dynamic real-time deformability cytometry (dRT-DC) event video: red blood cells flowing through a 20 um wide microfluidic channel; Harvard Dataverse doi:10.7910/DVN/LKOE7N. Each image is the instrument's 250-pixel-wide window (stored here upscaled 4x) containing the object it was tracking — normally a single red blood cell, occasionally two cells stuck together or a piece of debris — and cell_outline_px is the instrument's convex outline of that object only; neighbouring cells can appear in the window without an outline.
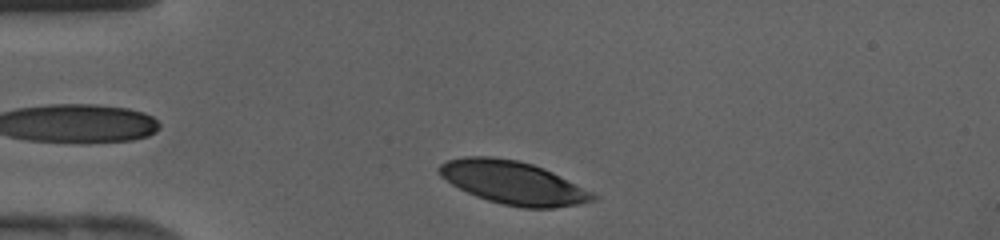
{"species": "human", "species_latin": "Homo sapiens", "temperature_condition": "cold", "stored_images_in_passage": 29, "camera_frame_rate_fps": 3000, "um_per_image_px": 0.085, "donor": {"sex": "female"}, "frame": {"image": 1, "passage_image": 2, "time_ms": 0.333, "image_size_px": [1000, 240], "cell_outline_px": [[600, 196], [596, 200], [576, 204], [552, 208], [520, 208], [500, 204], [476, 196], [452, 184], [440, 176], [436, 168], [440, 164], [448, 160], [464, 156], [492, 156], [516, 160], [532, 164], [544, 168]], "centroid_in_image_um": [43.6, 15.53], "position_along_channel_um": 41.4, "area_um2": 38.55}}
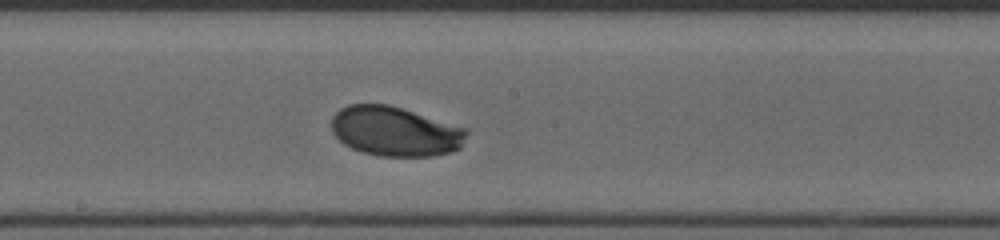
{"frame": {"image": 2, "passage_image": 15, "time_ms": 4.667, "image_size_px": [1000, 240], "cell_outline_px": [[468, 132], [460, 148], [452, 152], [432, 156], [380, 156], [364, 152], [352, 148], [344, 144], [332, 132], [332, 116], [340, 108], [348, 104], [388, 104], [468, 128]], "centroid_in_image_um": [33.6, 11.16], "position_along_channel_um": 214.6, "area_um2": 39.13}}
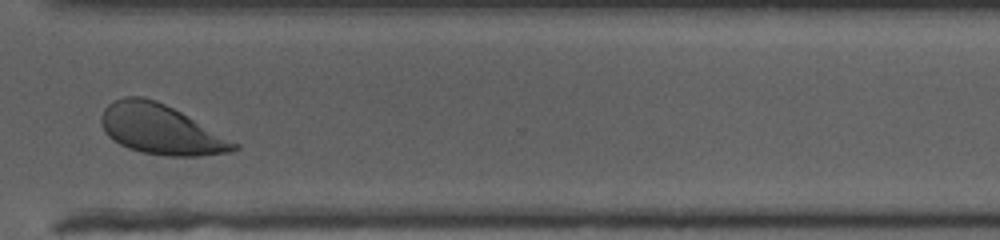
{"frame": {"image": 3, "passage_image": 24, "time_ms": 7.667, "image_size_px": [1000, 240], "cell_outline_px": [[240, 148], [228, 152], [200, 156], [164, 156], [140, 152], [128, 148], [120, 144], [108, 136], [104, 132], [100, 120], [104, 108], [108, 104], [124, 96], [144, 96], [156, 100], [180, 112], [240, 144]], "centroid_in_image_um": [13.65, 11.01], "position_along_channel_um": 357.0, "area_um2": 38.38}}